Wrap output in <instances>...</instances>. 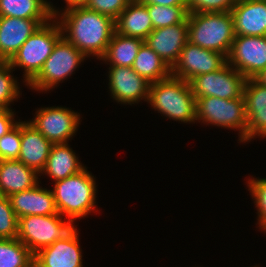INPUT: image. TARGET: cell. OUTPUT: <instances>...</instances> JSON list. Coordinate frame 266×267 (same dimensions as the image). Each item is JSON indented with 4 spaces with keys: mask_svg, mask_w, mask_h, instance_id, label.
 <instances>
[{
    "mask_svg": "<svg viewBox=\"0 0 266 267\" xmlns=\"http://www.w3.org/2000/svg\"><path fill=\"white\" fill-rule=\"evenodd\" d=\"M59 12L61 11L57 10L54 17L55 19L57 16L61 17V20L57 19V21L61 27L62 36L87 58L93 55L100 59L105 54L115 32V20L84 5L67 7L63 13Z\"/></svg>",
    "mask_w": 266,
    "mask_h": 267,
    "instance_id": "1",
    "label": "cell"
},
{
    "mask_svg": "<svg viewBox=\"0 0 266 267\" xmlns=\"http://www.w3.org/2000/svg\"><path fill=\"white\" fill-rule=\"evenodd\" d=\"M159 113L184 123L196 121V99L189 82L173 75L150 83L147 101Z\"/></svg>",
    "mask_w": 266,
    "mask_h": 267,
    "instance_id": "2",
    "label": "cell"
},
{
    "mask_svg": "<svg viewBox=\"0 0 266 267\" xmlns=\"http://www.w3.org/2000/svg\"><path fill=\"white\" fill-rule=\"evenodd\" d=\"M85 167L80 172L56 181L52 190L58 213L74 222L95 210L96 181Z\"/></svg>",
    "mask_w": 266,
    "mask_h": 267,
    "instance_id": "3",
    "label": "cell"
},
{
    "mask_svg": "<svg viewBox=\"0 0 266 267\" xmlns=\"http://www.w3.org/2000/svg\"><path fill=\"white\" fill-rule=\"evenodd\" d=\"M188 42L226 58L235 38L231 12L188 13Z\"/></svg>",
    "mask_w": 266,
    "mask_h": 267,
    "instance_id": "4",
    "label": "cell"
},
{
    "mask_svg": "<svg viewBox=\"0 0 266 267\" xmlns=\"http://www.w3.org/2000/svg\"><path fill=\"white\" fill-rule=\"evenodd\" d=\"M52 21V23H51ZM62 37V30L57 20H50L41 25L22 44L9 61L11 68H24V82L28 85L41 71L46 59L51 55L57 41Z\"/></svg>",
    "mask_w": 266,
    "mask_h": 267,
    "instance_id": "5",
    "label": "cell"
},
{
    "mask_svg": "<svg viewBox=\"0 0 266 267\" xmlns=\"http://www.w3.org/2000/svg\"><path fill=\"white\" fill-rule=\"evenodd\" d=\"M60 214L27 215L18 219L19 239L34 255L41 249L64 238L75 227L71 220Z\"/></svg>",
    "mask_w": 266,
    "mask_h": 267,
    "instance_id": "6",
    "label": "cell"
},
{
    "mask_svg": "<svg viewBox=\"0 0 266 267\" xmlns=\"http://www.w3.org/2000/svg\"><path fill=\"white\" fill-rule=\"evenodd\" d=\"M196 120L239 130L240 142H247V118L245 98L221 99L218 97H201L196 99ZM200 120V121H199Z\"/></svg>",
    "mask_w": 266,
    "mask_h": 267,
    "instance_id": "7",
    "label": "cell"
},
{
    "mask_svg": "<svg viewBox=\"0 0 266 267\" xmlns=\"http://www.w3.org/2000/svg\"><path fill=\"white\" fill-rule=\"evenodd\" d=\"M85 58L81 51L62 36L39 74L27 86L35 91H49L70 77Z\"/></svg>",
    "mask_w": 266,
    "mask_h": 267,
    "instance_id": "8",
    "label": "cell"
},
{
    "mask_svg": "<svg viewBox=\"0 0 266 267\" xmlns=\"http://www.w3.org/2000/svg\"><path fill=\"white\" fill-rule=\"evenodd\" d=\"M246 80L226 62L219 70L192 78L189 84L195 99L209 96L235 99L243 97Z\"/></svg>",
    "mask_w": 266,
    "mask_h": 267,
    "instance_id": "9",
    "label": "cell"
},
{
    "mask_svg": "<svg viewBox=\"0 0 266 267\" xmlns=\"http://www.w3.org/2000/svg\"><path fill=\"white\" fill-rule=\"evenodd\" d=\"M80 114L64 107H45L36 112L34 120L28 121L53 144L67 143L77 131Z\"/></svg>",
    "mask_w": 266,
    "mask_h": 267,
    "instance_id": "10",
    "label": "cell"
},
{
    "mask_svg": "<svg viewBox=\"0 0 266 267\" xmlns=\"http://www.w3.org/2000/svg\"><path fill=\"white\" fill-rule=\"evenodd\" d=\"M227 63L246 79L266 68V36H237L233 40Z\"/></svg>",
    "mask_w": 266,
    "mask_h": 267,
    "instance_id": "11",
    "label": "cell"
},
{
    "mask_svg": "<svg viewBox=\"0 0 266 267\" xmlns=\"http://www.w3.org/2000/svg\"><path fill=\"white\" fill-rule=\"evenodd\" d=\"M226 62L227 58L223 54L187 41L171 68V75L189 82L198 75L219 70Z\"/></svg>",
    "mask_w": 266,
    "mask_h": 267,
    "instance_id": "12",
    "label": "cell"
},
{
    "mask_svg": "<svg viewBox=\"0 0 266 267\" xmlns=\"http://www.w3.org/2000/svg\"><path fill=\"white\" fill-rule=\"evenodd\" d=\"M108 73L111 96L118 103L131 105L142 99L148 101L150 82L131 67L110 66Z\"/></svg>",
    "mask_w": 266,
    "mask_h": 267,
    "instance_id": "13",
    "label": "cell"
},
{
    "mask_svg": "<svg viewBox=\"0 0 266 267\" xmlns=\"http://www.w3.org/2000/svg\"><path fill=\"white\" fill-rule=\"evenodd\" d=\"M78 230L75 228L34 254L33 267H83Z\"/></svg>",
    "mask_w": 266,
    "mask_h": 267,
    "instance_id": "14",
    "label": "cell"
},
{
    "mask_svg": "<svg viewBox=\"0 0 266 267\" xmlns=\"http://www.w3.org/2000/svg\"><path fill=\"white\" fill-rule=\"evenodd\" d=\"M188 41V21L153 29L145 42L170 68L177 62L181 50Z\"/></svg>",
    "mask_w": 266,
    "mask_h": 267,
    "instance_id": "15",
    "label": "cell"
},
{
    "mask_svg": "<svg viewBox=\"0 0 266 267\" xmlns=\"http://www.w3.org/2000/svg\"><path fill=\"white\" fill-rule=\"evenodd\" d=\"M41 25L37 19L0 16V60L10 61Z\"/></svg>",
    "mask_w": 266,
    "mask_h": 267,
    "instance_id": "16",
    "label": "cell"
},
{
    "mask_svg": "<svg viewBox=\"0 0 266 267\" xmlns=\"http://www.w3.org/2000/svg\"><path fill=\"white\" fill-rule=\"evenodd\" d=\"M237 36H266V0L237 2L231 10Z\"/></svg>",
    "mask_w": 266,
    "mask_h": 267,
    "instance_id": "17",
    "label": "cell"
},
{
    "mask_svg": "<svg viewBox=\"0 0 266 267\" xmlns=\"http://www.w3.org/2000/svg\"><path fill=\"white\" fill-rule=\"evenodd\" d=\"M8 198L18 219L27 215L59 214L52 190L40 187L39 183Z\"/></svg>",
    "mask_w": 266,
    "mask_h": 267,
    "instance_id": "18",
    "label": "cell"
},
{
    "mask_svg": "<svg viewBox=\"0 0 266 267\" xmlns=\"http://www.w3.org/2000/svg\"><path fill=\"white\" fill-rule=\"evenodd\" d=\"M247 118V142L254 137H266V87L248 78L244 87Z\"/></svg>",
    "mask_w": 266,
    "mask_h": 267,
    "instance_id": "19",
    "label": "cell"
},
{
    "mask_svg": "<svg viewBox=\"0 0 266 267\" xmlns=\"http://www.w3.org/2000/svg\"><path fill=\"white\" fill-rule=\"evenodd\" d=\"M53 143L27 121L21 122V148L18 161L41 173Z\"/></svg>",
    "mask_w": 266,
    "mask_h": 267,
    "instance_id": "20",
    "label": "cell"
},
{
    "mask_svg": "<svg viewBox=\"0 0 266 267\" xmlns=\"http://www.w3.org/2000/svg\"><path fill=\"white\" fill-rule=\"evenodd\" d=\"M38 175L18 160H0V192L9 197L31 189L39 183Z\"/></svg>",
    "mask_w": 266,
    "mask_h": 267,
    "instance_id": "21",
    "label": "cell"
},
{
    "mask_svg": "<svg viewBox=\"0 0 266 267\" xmlns=\"http://www.w3.org/2000/svg\"><path fill=\"white\" fill-rule=\"evenodd\" d=\"M153 29L147 6L138 1H130L115 20V32L143 41Z\"/></svg>",
    "mask_w": 266,
    "mask_h": 267,
    "instance_id": "22",
    "label": "cell"
},
{
    "mask_svg": "<svg viewBox=\"0 0 266 267\" xmlns=\"http://www.w3.org/2000/svg\"><path fill=\"white\" fill-rule=\"evenodd\" d=\"M84 168L85 166L79 162L78 157L68 143H59L52 145L41 174L49 175L56 182L74 175Z\"/></svg>",
    "mask_w": 266,
    "mask_h": 267,
    "instance_id": "23",
    "label": "cell"
},
{
    "mask_svg": "<svg viewBox=\"0 0 266 267\" xmlns=\"http://www.w3.org/2000/svg\"><path fill=\"white\" fill-rule=\"evenodd\" d=\"M57 11L47 0H0V16L50 22Z\"/></svg>",
    "mask_w": 266,
    "mask_h": 267,
    "instance_id": "24",
    "label": "cell"
},
{
    "mask_svg": "<svg viewBox=\"0 0 266 267\" xmlns=\"http://www.w3.org/2000/svg\"><path fill=\"white\" fill-rule=\"evenodd\" d=\"M144 42L142 39L127 37L114 32L106 52L100 60L110 62V66L132 67Z\"/></svg>",
    "mask_w": 266,
    "mask_h": 267,
    "instance_id": "25",
    "label": "cell"
},
{
    "mask_svg": "<svg viewBox=\"0 0 266 267\" xmlns=\"http://www.w3.org/2000/svg\"><path fill=\"white\" fill-rule=\"evenodd\" d=\"M131 68L150 83L171 75L168 64L146 42L141 45Z\"/></svg>",
    "mask_w": 266,
    "mask_h": 267,
    "instance_id": "26",
    "label": "cell"
},
{
    "mask_svg": "<svg viewBox=\"0 0 266 267\" xmlns=\"http://www.w3.org/2000/svg\"><path fill=\"white\" fill-rule=\"evenodd\" d=\"M34 255L17 238L0 239V267H33Z\"/></svg>",
    "mask_w": 266,
    "mask_h": 267,
    "instance_id": "27",
    "label": "cell"
},
{
    "mask_svg": "<svg viewBox=\"0 0 266 267\" xmlns=\"http://www.w3.org/2000/svg\"><path fill=\"white\" fill-rule=\"evenodd\" d=\"M151 18L153 28H161L183 23L187 20V5L162 6L145 4Z\"/></svg>",
    "mask_w": 266,
    "mask_h": 267,
    "instance_id": "28",
    "label": "cell"
},
{
    "mask_svg": "<svg viewBox=\"0 0 266 267\" xmlns=\"http://www.w3.org/2000/svg\"><path fill=\"white\" fill-rule=\"evenodd\" d=\"M11 71L10 62L0 60V105L5 109H11L10 104L20 96L18 82Z\"/></svg>",
    "mask_w": 266,
    "mask_h": 267,
    "instance_id": "29",
    "label": "cell"
},
{
    "mask_svg": "<svg viewBox=\"0 0 266 267\" xmlns=\"http://www.w3.org/2000/svg\"><path fill=\"white\" fill-rule=\"evenodd\" d=\"M18 235V218L8 197L0 201V239H14Z\"/></svg>",
    "mask_w": 266,
    "mask_h": 267,
    "instance_id": "30",
    "label": "cell"
},
{
    "mask_svg": "<svg viewBox=\"0 0 266 267\" xmlns=\"http://www.w3.org/2000/svg\"><path fill=\"white\" fill-rule=\"evenodd\" d=\"M21 148V122L0 138V160H18Z\"/></svg>",
    "mask_w": 266,
    "mask_h": 267,
    "instance_id": "31",
    "label": "cell"
},
{
    "mask_svg": "<svg viewBox=\"0 0 266 267\" xmlns=\"http://www.w3.org/2000/svg\"><path fill=\"white\" fill-rule=\"evenodd\" d=\"M249 191L258 209V224L266 232V178L248 179Z\"/></svg>",
    "mask_w": 266,
    "mask_h": 267,
    "instance_id": "32",
    "label": "cell"
},
{
    "mask_svg": "<svg viewBox=\"0 0 266 267\" xmlns=\"http://www.w3.org/2000/svg\"><path fill=\"white\" fill-rule=\"evenodd\" d=\"M236 0H186L188 13L231 12Z\"/></svg>",
    "mask_w": 266,
    "mask_h": 267,
    "instance_id": "33",
    "label": "cell"
},
{
    "mask_svg": "<svg viewBox=\"0 0 266 267\" xmlns=\"http://www.w3.org/2000/svg\"><path fill=\"white\" fill-rule=\"evenodd\" d=\"M130 0H87L84 6L116 20Z\"/></svg>",
    "mask_w": 266,
    "mask_h": 267,
    "instance_id": "34",
    "label": "cell"
},
{
    "mask_svg": "<svg viewBox=\"0 0 266 267\" xmlns=\"http://www.w3.org/2000/svg\"><path fill=\"white\" fill-rule=\"evenodd\" d=\"M12 109H5L0 114V138L9 132L18 122L14 119Z\"/></svg>",
    "mask_w": 266,
    "mask_h": 267,
    "instance_id": "35",
    "label": "cell"
},
{
    "mask_svg": "<svg viewBox=\"0 0 266 267\" xmlns=\"http://www.w3.org/2000/svg\"><path fill=\"white\" fill-rule=\"evenodd\" d=\"M142 4H157L162 6L186 5V0H137Z\"/></svg>",
    "mask_w": 266,
    "mask_h": 267,
    "instance_id": "36",
    "label": "cell"
},
{
    "mask_svg": "<svg viewBox=\"0 0 266 267\" xmlns=\"http://www.w3.org/2000/svg\"><path fill=\"white\" fill-rule=\"evenodd\" d=\"M253 79L262 86L266 87V68L261 70Z\"/></svg>",
    "mask_w": 266,
    "mask_h": 267,
    "instance_id": "37",
    "label": "cell"
},
{
    "mask_svg": "<svg viewBox=\"0 0 266 267\" xmlns=\"http://www.w3.org/2000/svg\"><path fill=\"white\" fill-rule=\"evenodd\" d=\"M87 0H65L67 6L66 7H71V6H76V5H84Z\"/></svg>",
    "mask_w": 266,
    "mask_h": 267,
    "instance_id": "38",
    "label": "cell"
},
{
    "mask_svg": "<svg viewBox=\"0 0 266 267\" xmlns=\"http://www.w3.org/2000/svg\"><path fill=\"white\" fill-rule=\"evenodd\" d=\"M4 110H5V108L2 107V106L0 105V114H1Z\"/></svg>",
    "mask_w": 266,
    "mask_h": 267,
    "instance_id": "39",
    "label": "cell"
},
{
    "mask_svg": "<svg viewBox=\"0 0 266 267\" xmlns=\"http://www.w3.org/2000/svg\"><path fill=\"white\" fill-rule=\"evenodd\" d=\"M5 196L0 192V201L4 198Z\"/></svg>",
    "mask_w": 266,
    "mask_h": 267,
    "instance_id": "40",
    "label": "cell"
},
{
    "mask_svg": "<svg viewBox=\"0 0 266 267\" xmlns=\"http://www.w3.org/2000/svg\"><path fill=\"white\" fill-rule=\"evenodd\" d=\"M241 1H247V0H236V2H241Z\"/></svg>",
    "mask_w": 266,
    "mask_h": 267,
    "instance_id": "41",
    "label": "cell"
}]
</instances>
